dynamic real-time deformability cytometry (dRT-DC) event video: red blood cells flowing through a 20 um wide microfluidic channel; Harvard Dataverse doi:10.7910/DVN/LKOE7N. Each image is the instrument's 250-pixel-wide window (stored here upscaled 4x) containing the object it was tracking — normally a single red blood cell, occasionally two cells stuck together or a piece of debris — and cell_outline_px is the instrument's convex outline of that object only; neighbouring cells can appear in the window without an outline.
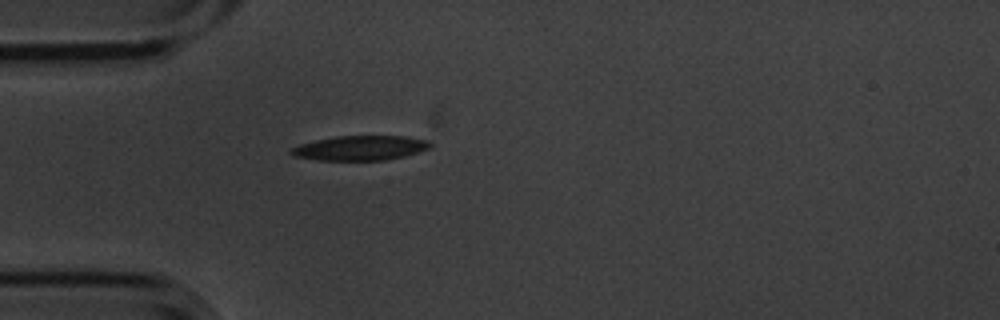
{"species": "common noctule bat (a hibernating species)", "species_latin": "Nyctalus noctula", "temperature_condition": "cold", "stored_images_in_passage": 4, "camera_frame_rate_fps": 3000, "um_per_image_px": 0.085, "animal": {"sex": "male", "body_mass_g": 20.1, "forearm_length_mm": 53.5}, "frame": {"image": 1, "passage_image": 4, "time_ms": 1.0, "image_size_px": [1000, 320], "cell_outline_px": [[432, 148], [404, 156], [384, 160], [316, 160], [292, 156], [288, 152], [288, 148], [300, 144], [316, 140], [336, 136], [404, 136], [428, 140], [432, 144]], "centroid_in_image_um": [30.59, 12.58], "position_along_channel_um": 54.4, "area_um2": 20.17}}